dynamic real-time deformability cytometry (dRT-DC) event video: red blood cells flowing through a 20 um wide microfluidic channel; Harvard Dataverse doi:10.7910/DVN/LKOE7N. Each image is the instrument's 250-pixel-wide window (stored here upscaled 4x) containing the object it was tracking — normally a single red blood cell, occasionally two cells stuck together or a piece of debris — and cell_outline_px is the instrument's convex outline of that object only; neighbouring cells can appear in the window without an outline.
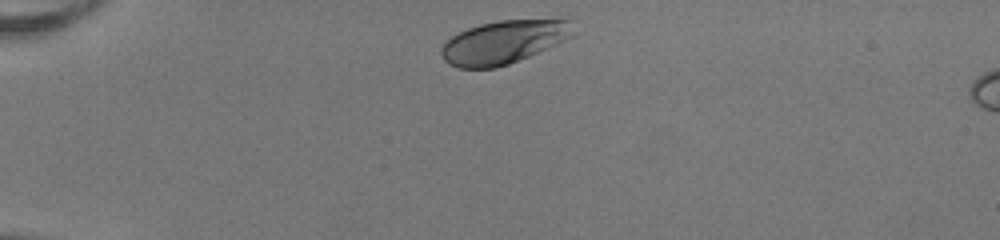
{"species": "human", "species_latin": "Homo sapiens", "temperature_condition": "room temperature", "stored_images_in_passage": 36, "camera_frame_rate_fps": 3000, "um_per_image_px": 0.085, "donor": {"sex": "female"}, "frame": {"image": 1, "passage_image": 1, "time_ms": 0.0, "image_size_px": [1000, 240], "cell_outline_px": [[572, 36], [556, 44], [528, 56], [508, 64], [496, 68], [456, 68], [448, 64], [440, 56], [440, 48], [444, 40], [468, 28], [480, 24], [500, 20], [560, 16], [568, 20]], "centroid_in_image_um": [42.78, 3.54], "position_along_channel_um": 42.2, "area_um2": 33.81}}
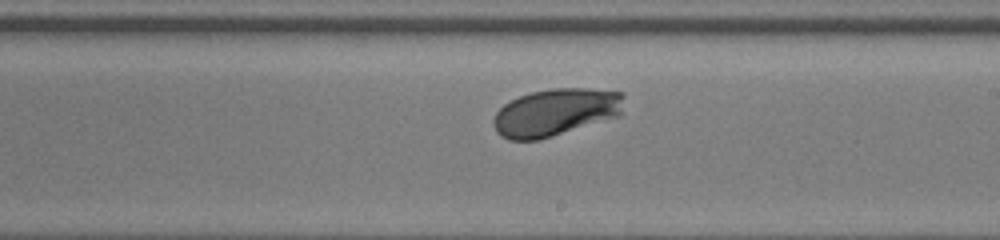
{"frame": {"image": 2, "passage_image": 20, "time_ms": 6.333, "image_size_px": [1000, 240], "cell_outline_px": [[624, 96], [620, 116], [540, 140], [508, 140], [500, 136], [496, 132], [492, 124], [492, 120], [496, 112], [504, 104], [520, 96], [532, 92], [552, 88], [588, 88], [624, 92]], "centroid_in_image_um": [47.22, 9.55], "position_along_channel_um": 241.8, "area_um2": 36.36}}
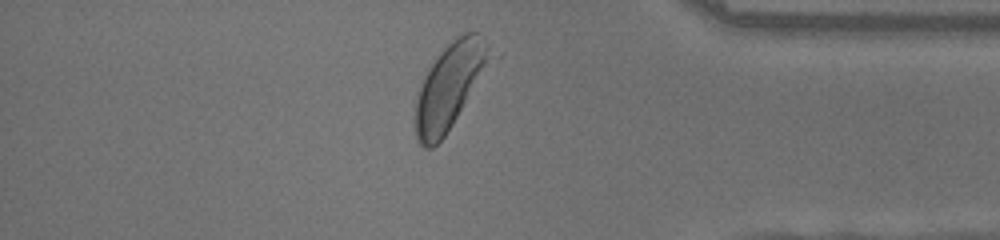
{"frame": {"image": 3, "passage_image": 33, "time_ms": 10.667, "image_size_px": [1000, 240], "cell_outline_px": [[492, 56], [452, 124], [444, 136], [432, 148], [424, 148], [416, 140], [416, 100], [424, 76], [440, 52], [456, 36], [468, 32], [476, 32], [484, 40], [492, 52]], "centroid_in_image_um": [38.17, 7.32], "position_along_channel_um": 397.0, "area_um2": 35.6}, "authors_computed_cell_mechanics": {"area_um2": 35.0846, "velocity_mm_per_s": 3.954, "shape_relaxation_time_tau1_ms": 1.4843, "shape_relaxation_time_tau2_ms": null, "deformation_change_tau1": 0.1303, "deformation_change_tau2": null}}